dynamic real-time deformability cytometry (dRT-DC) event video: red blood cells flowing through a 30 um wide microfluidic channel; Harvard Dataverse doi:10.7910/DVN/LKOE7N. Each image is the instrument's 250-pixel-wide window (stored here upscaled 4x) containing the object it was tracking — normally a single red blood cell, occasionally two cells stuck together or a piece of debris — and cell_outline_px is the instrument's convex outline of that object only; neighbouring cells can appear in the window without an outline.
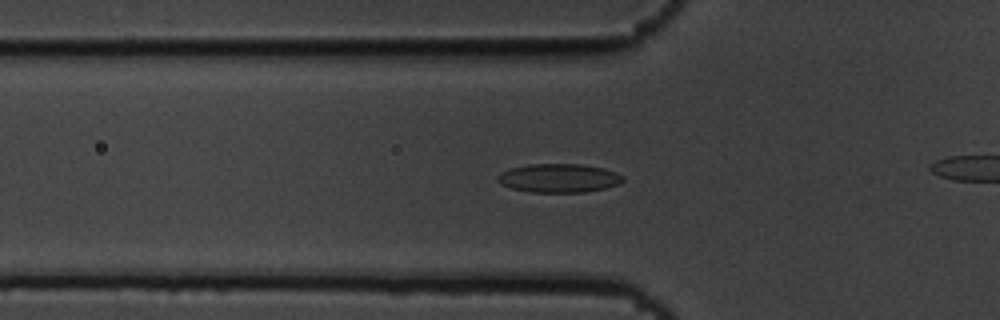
{"species": "common noctule bat (a hibernating species)", "species_latin": "Nyctalus noctula", "temperature_condition": "cold", "stored_images_in_passage": 44, "camera_frame_rate_fps": 3000, "um_per_image_px": 0.085, "animal": {"sex": "male", "body_mass_g": 19.5, "forearm_length_mm": 54.6}, "frame": {"image": 1, "passage_image": 18, "time_ms": 5.667, "image_size_px": [1000, 320], "cell_outline_px": [[624, 180], [620, 184], [604, 188], [584, 192], [528, 192], [512, 188], [500, 184], [496, 180], [496, 176], [500, 172], [512, 168], [528, 164], [580, 164], [604, 168], [616, 172], [624, 176]], "centroid_in_image_um": [47.49, 15.14], "position_along_channel_um": 78.3, "area_um2": 21.1}}
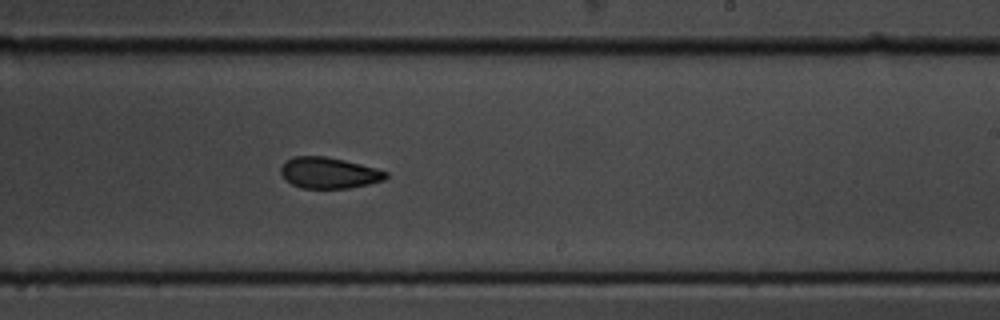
{"frame": {"image": 2, "passage_image": 33, "time_ms": 10.667, "image_size_px": [1000, 320], "cell_outline_px": [[388, 176], [384, 180], [368, 184], [348, 188], [300, 188], [292, 184], [280, 172], [280, 168], [292, 156], [324, 156], [344, 160], [376, 168], [388, 172]], "centroid_in_image_um": [27.97, 14.69], "position_along_channel_um": 261.0, "area_um2": 18.84}}
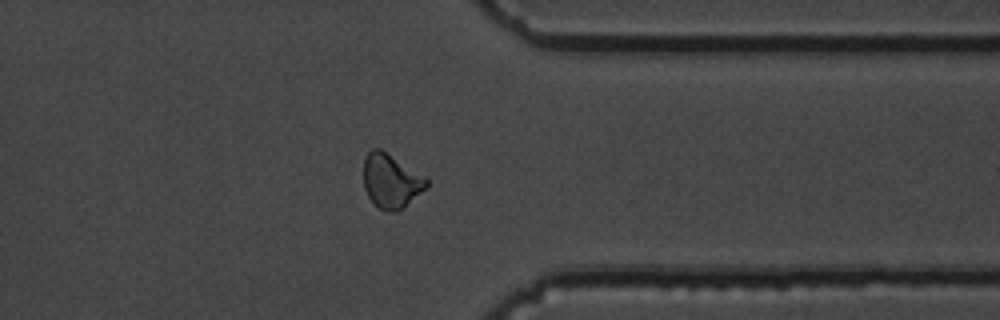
{"frame": {"image": 3, "passage_image": 43, "time_ms": 14.0, "image_size_px": [1000, 320], "cell_outline_px": [[428, 184], [420, 192], [396, 212], [388, 212], [380, 208], [368, 196], [364, 188], [364, 156], [372, 148], [380, 148], [428, 180]], "centroid_in_image_um": [33.17, 15.36], "position_along_channel_um": 378.2, "area_um2": 19.13}}